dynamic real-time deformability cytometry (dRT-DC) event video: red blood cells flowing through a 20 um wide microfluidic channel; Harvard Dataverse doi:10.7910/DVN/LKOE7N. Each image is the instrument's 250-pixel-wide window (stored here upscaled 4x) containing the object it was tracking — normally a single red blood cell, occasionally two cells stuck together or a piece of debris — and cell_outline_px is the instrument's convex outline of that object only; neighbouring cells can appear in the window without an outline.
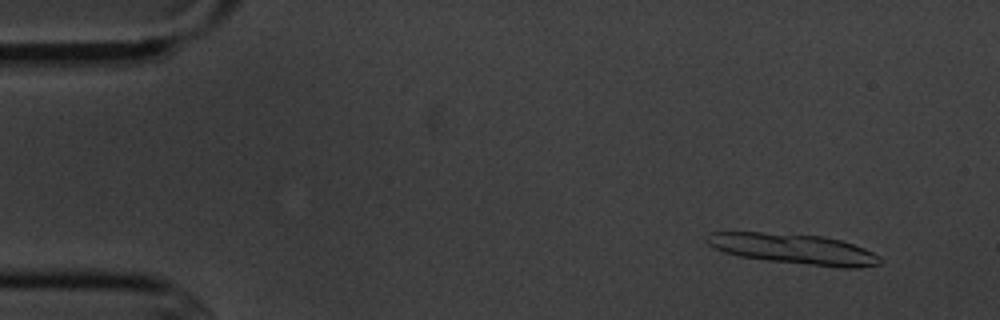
{"species": "common noctule bat (a hibernating species)", "species_latin": "Nyctalus noctula", "temperature_condition": "cold", "stored_images_in_passage": 6, "camera_frame_rate_fps": 3000, "um_per_image_px": 0.085, "animal": {"sex": "male", "body_mass_g": 20.1, "forearm_length_mm": 53.5}, "frame": {"image": 1, "passage_image": 2, "time_ms": 1.0, "image_size_px": [1000, 320], "cell_outline_px": [[880, 264], [860, 268], [840, 268], [768, 260], [740, 256], [724, 252], [708, 244], [704, 240], [704, 236], [708, 232], [760, 232], [824, 236], [840, 240], [864, 248], [880, 256]], "centroid_in_image_um": [67.45, 21.16], "position_along_channel_um": 17.5, "area_um2": 30.63}}